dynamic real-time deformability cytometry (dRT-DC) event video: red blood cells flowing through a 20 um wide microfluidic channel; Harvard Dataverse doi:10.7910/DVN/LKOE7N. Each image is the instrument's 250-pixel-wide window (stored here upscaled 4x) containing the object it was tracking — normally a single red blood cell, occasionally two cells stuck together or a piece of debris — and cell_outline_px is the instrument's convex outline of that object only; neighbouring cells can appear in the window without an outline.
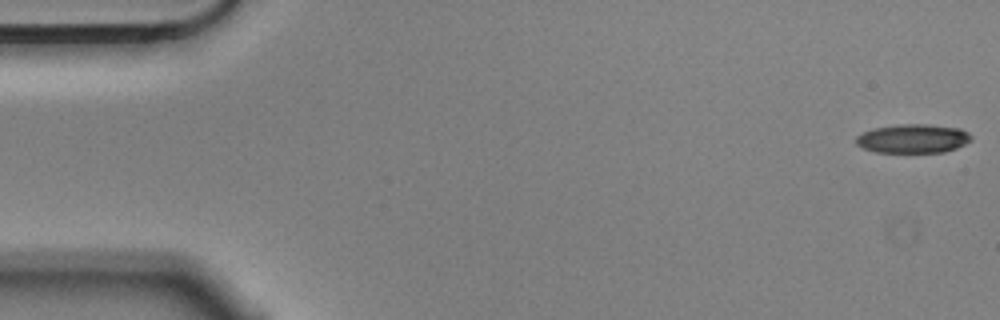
{"species": "Egyptian fruit bat (a non-hibernating species)", "species_latin": "Rousettus aegyptiacus", "temperature_condition": "cold", "stored_images_in_passage": 5, "camera_frame_rate_fps": 3000, "um_per_image_px": 0.085, "animal": {"sex": "male"}, "frame": {"image": 1, "passage_image": 1, "time_ms": 0.0, "image_size_px": [1000, 320], "cell_outline_px": [[972, 140], [956, 148], [944, 152], [876, 152], [864, 148], [856, 144], [856, 136], [872, 128], [896, 124], [928, 124], [960, 128], [968, 132], [972, 136]], "centroid_in_image_um": [77.61, 11.77], "position_along_channel_um": 7.4, "area_um2": 19.48}}
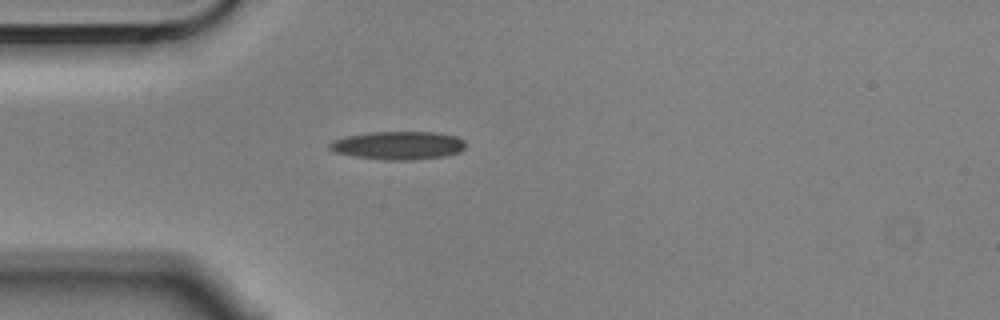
{"frame": {"image": 2, "passage_image": 5, "time_ms": 1.333, "image_size_px": [1000, 320], "cell_outline_px": [[464, 148], [460, 152], [444, 156], [412, 160], [384, 160], [352, 156], [332, 152], [328, 148], [328, 144], [332, 140], [344, 136], [368, 132], [436, 132], [456, 136], [464, 140]], "centroid_in_image_um": [33.79, 12.36], "position_along_channel_um": 51.2, "area_um2": 22.66}}